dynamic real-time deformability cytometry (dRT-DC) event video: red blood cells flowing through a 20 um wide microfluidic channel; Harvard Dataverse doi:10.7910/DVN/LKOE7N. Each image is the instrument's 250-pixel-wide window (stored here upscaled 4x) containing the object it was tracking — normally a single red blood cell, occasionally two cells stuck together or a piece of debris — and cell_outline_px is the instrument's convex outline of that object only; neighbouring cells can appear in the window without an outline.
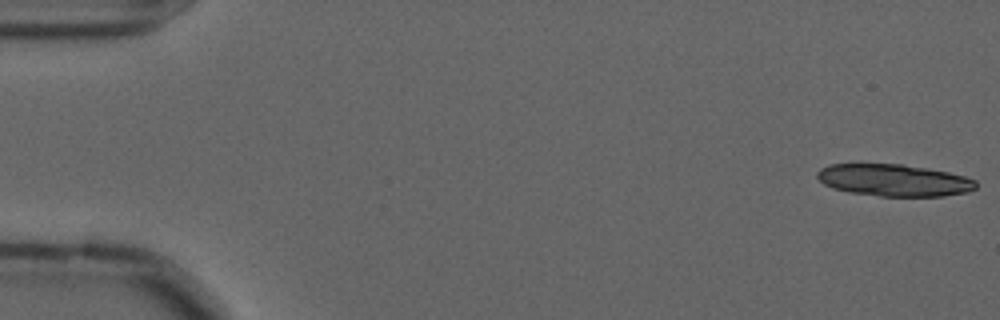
{"species": "common noctule bat (a hibernating species)", "species_latin": "Nyctalus noctula", "temperature_condition": "cold", "stored_images_in_passage": 56, "camera_frame_rate_fps": 3000, "um_per_image_px": 0.085, "animal": {"sex": "male", "forearm_length_mm": 52.5}, "frame": {"image": 1, "passage_image": 1, "time_ms": 0.0, "image_size_px": [1000, 320], "cell_outline_px": [[976, 188], [968, 192], [944, 196], [880, 196], [848, 192], [832, 188], [824, 184], [816, 176], [816, 172], [820, 168], [828, 164], [904, 164], [928, 168], [948, 172], [964, 176], [976, 180]], "centroid_in_image_um": [75.97, 15.31], "position_along_channel_um": 9.0, "area_um2": 29.77}}
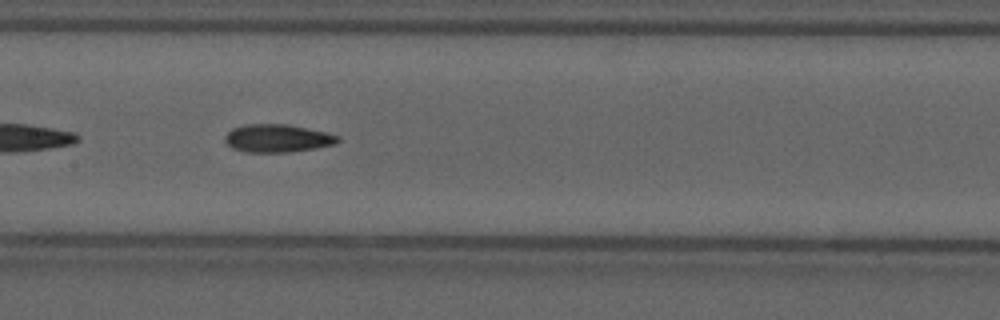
{"frame": {"image": 2, "passage_image": 28, "time_ms": 9.0, "image_size_px": [1000, 320], "cell_outline_px": [[340, 140], [336, 144], [316, 148], [288, 152], [244, 152], [232, 148], [224, 140], [224, 136], [232, 128], [244, 124], [288, 124], [328, 132], [340, 136]], "centroid_in_image_um": [23.6, 11.75], "position_along_channel_um": 183.8, "area_um2": 18.61}}
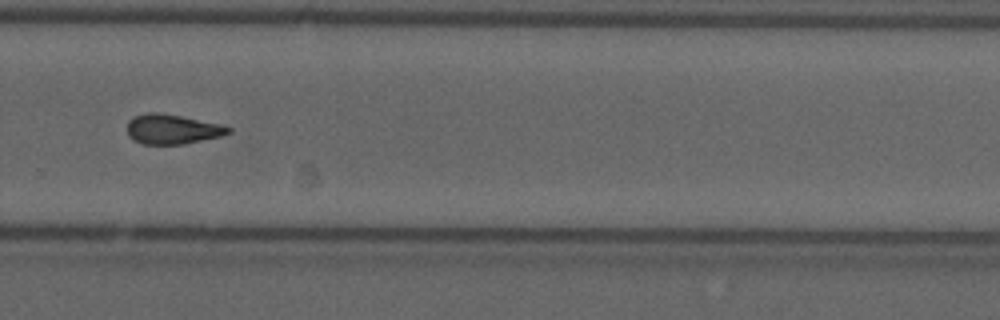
{"frame": {"image": 3, "passage_image": 39, "time_ms": 12.667, "image_size_px": [1000, 320], "cell_outline_px": [[232, 132], [220, 136], [184, 144], [140, 144], [132, 140], [128, 136], [128, 120], [136, 116], [148, 112], [160, 112], [220, 124], [232, 128]], "centroid_in_image_um": [14.62, 10.99], "position_along_channel_um": 315.2, "area_um2": 17.51}, "authors_computed_cell_mechanics": {"area_um2": 18.1492, "velocity_mm_per_s": 3.5961, "shape_relaxation_time_tau1_ms": null, "shape_relaxation_time_tau2_ms": 9.3694, "deformation_change_tau1": null, "deformation_change_tau2": 0.2049}}